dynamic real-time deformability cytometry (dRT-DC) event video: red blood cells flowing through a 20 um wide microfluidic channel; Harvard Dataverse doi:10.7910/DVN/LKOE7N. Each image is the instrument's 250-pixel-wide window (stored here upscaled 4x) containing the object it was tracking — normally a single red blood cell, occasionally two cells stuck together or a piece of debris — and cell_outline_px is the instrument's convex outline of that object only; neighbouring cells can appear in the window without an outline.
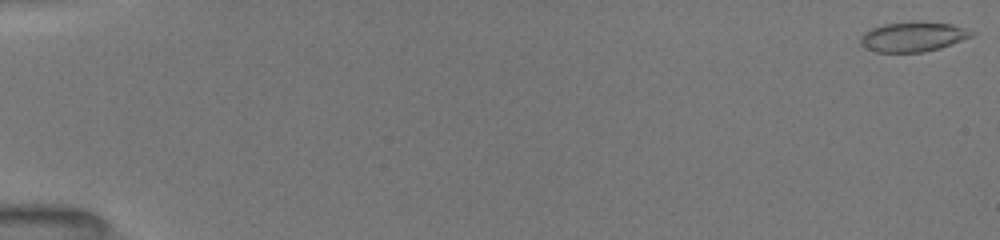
{"species": "common noctule bat (a hibernating species)", "species_latin": "Nyctalus noctula", "temperature_condition": "room temperature", "stored_images_in_passage": 11, "camera_frame_rate_fps": 3000, "um_per_image_px": 0.085, "animal": {"sex": "female", "body_mass_g": 19.5, "forearm_length_mm": 54.1}, "frame": {"image": 1, "passage_image": 1, "time_ms": 0.0, "image_size_px": [1000, 240], "cell_outline_px": [[976, 36], [940, 48], [924, 52], [872, 52], [864, 48], [860, 44], [860, 40], [864, 32], [872, 28], [884, 24], [912, 20], [916, 20], [952, 24], [976, 32]], "centroid_in_image_um": [77.63, 3.11], "position_along_channel_um": 7.4, "area_um2": 19.83}}
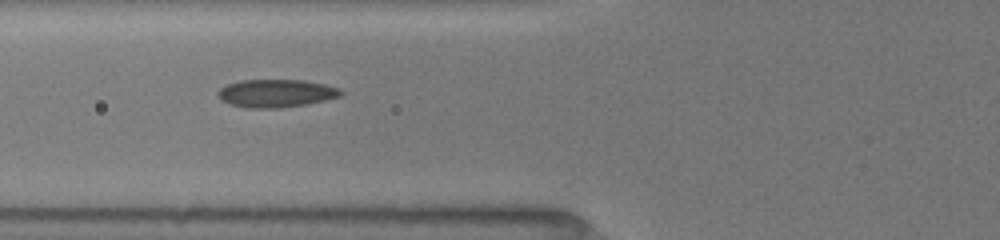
{"frame": {"image": 2, "passage_image": 7, "time_ms": 6.667, "image_size_px": [1000, 240], "cell_outline_px": [[344, 92], [340, 96], [308, 104], [280, 108], [244, 108], [228, 104], [220, 100], [216, 92], [220, 88], [228, 84], [240, 80], [304, 80], [324, 84], [340, 88]], "centroid_in_image_um": [23.44, 7.94], "position_along_channel_um": 102.4, "area_um2": 20.23}}
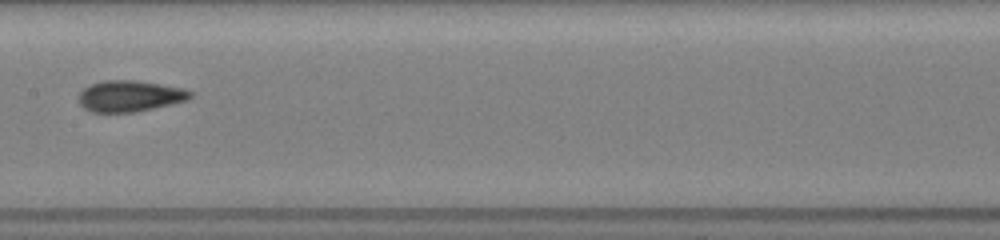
{"frame": {"image": 3, "passage_image": 10, "time_ms": 9.0, "image_size_px": [1000, 240], "cell_outline_px": [[192, 96], [188, 100], [172, 104], [132, 112], [92, 112], [84, 108], [80, 104], [80, 92], [84, 88], [92, 84], [104, 80], [136, 80], [184, 88], [192, 92]], "centroid_in_image_um": [11.05, 8.16], "position_along_channel_um": 196.3, "area_um2": 20.11}}